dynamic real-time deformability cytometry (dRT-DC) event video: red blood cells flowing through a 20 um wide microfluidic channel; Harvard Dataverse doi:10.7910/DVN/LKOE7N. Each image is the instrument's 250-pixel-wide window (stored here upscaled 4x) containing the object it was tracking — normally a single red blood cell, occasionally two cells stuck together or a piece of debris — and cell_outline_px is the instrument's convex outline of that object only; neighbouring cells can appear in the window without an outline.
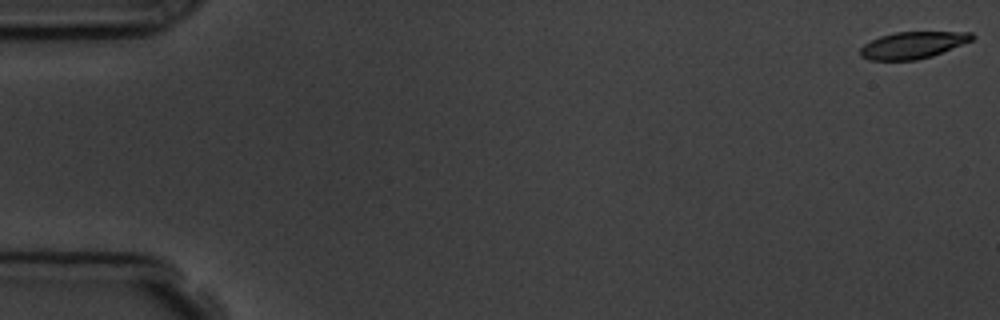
{"species": "common noctule bat (a hibernating species)", "species_latin": "Nyctalus noctula", "temperature_condition": "room temperature", "stored_images_in_passage": 4, "camera_frame_rate_fps": 3000, "um_per_image_px": 0.085, "animal": {"sex": "male", "body_mass_g": 19.5, "forearm_length_mm": 54.6}, "frame": {"image": 1, "passage_image": 1, "time_ms": 0.0, "image_size_px": [1000, 320], "cell_outline_px": [[976, 36], [972, 40], [932, 56], [916, 60], [868, 60], [860, 56], [860, 48], [864, 44], [880, 36], [896, 32], [972, 32]], "centroid_in_image_um": [77.57, 3.83], "position_along_channel_um": 7.4, "area_um2": 17.4}}